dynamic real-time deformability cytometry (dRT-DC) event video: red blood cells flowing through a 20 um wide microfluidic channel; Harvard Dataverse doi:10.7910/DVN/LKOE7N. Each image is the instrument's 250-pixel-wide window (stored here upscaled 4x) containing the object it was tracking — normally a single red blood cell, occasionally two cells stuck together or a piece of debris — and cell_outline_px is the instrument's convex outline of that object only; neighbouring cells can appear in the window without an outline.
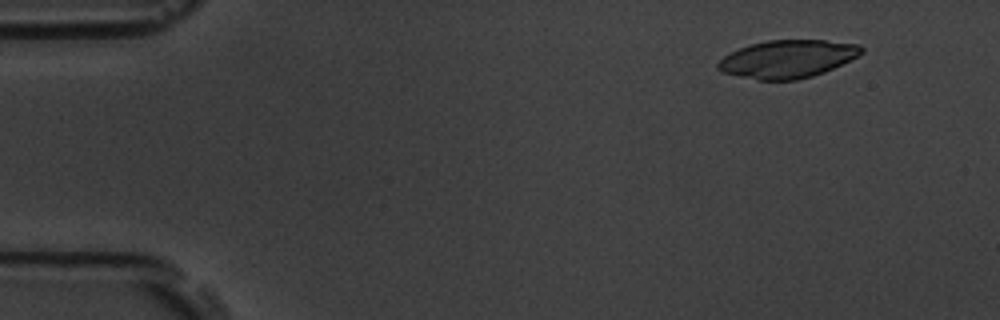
{"species": "common noctule bat (a hibernating species)", "species_latin": "Nyctalus noctula", "temperature_condition": "room temperature", "stored_images_in_passage": 56, "camera_frame_rate_fps": 3000, "um_per_image_px": 0.085, "animal": {"sex": "male", "body_mass_g": 19.5, "forearm_length_mm": 54.6}, "frame": {"image": 1, "passage_image": 6, "time_ms": 1.667, "image_size_px": [1000, 320], "cell_outline_px": [[864, 52], [824, 72], [812, 76], [796, 80], [760, 80], [720, 72], [716, 68], [716, 64], [724, 56], [740, 48], [752, 44], [768, 40], [824, 40], [860, 44], [864, 48]], "centroid_in_image_um": [66.93, 5.01], "position_along_channel_um": 18.1, "area_um2": 31.39}}